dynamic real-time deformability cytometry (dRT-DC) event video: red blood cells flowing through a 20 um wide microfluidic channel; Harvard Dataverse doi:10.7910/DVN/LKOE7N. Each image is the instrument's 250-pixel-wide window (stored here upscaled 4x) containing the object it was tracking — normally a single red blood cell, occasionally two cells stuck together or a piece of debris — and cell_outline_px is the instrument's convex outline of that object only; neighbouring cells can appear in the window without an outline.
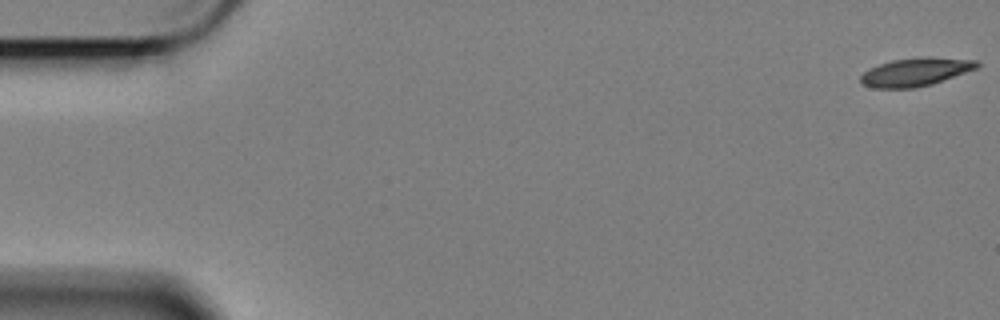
{"species": "Egyptian fruit bat (a non-hibernating species)", "species_latin": "Rousettus aegyptiacus", "temperature_condition": "cold", "stored_images_in_passage": 59, "camera_frame_rate_fps": 3000, "um_per_image_px": 0.085, "animal": {"sex": "female"}, "frame": {"image": 1, "passage_image": 1, "time_ms": 0.0, "image_size_px": [1000, 320], "cell_outline_px": [[980, 64], [976, 68], [932, 84], [916, 88], [872, 88], [864, 84], [860, 80], [860, 76], [864, 72], [880, 64], [892, 60], [976, 60]], "centroid_in_image_um": [77.73, 6.19], "position_along_channel_um": 7.3, "area_um2": 17.74}}
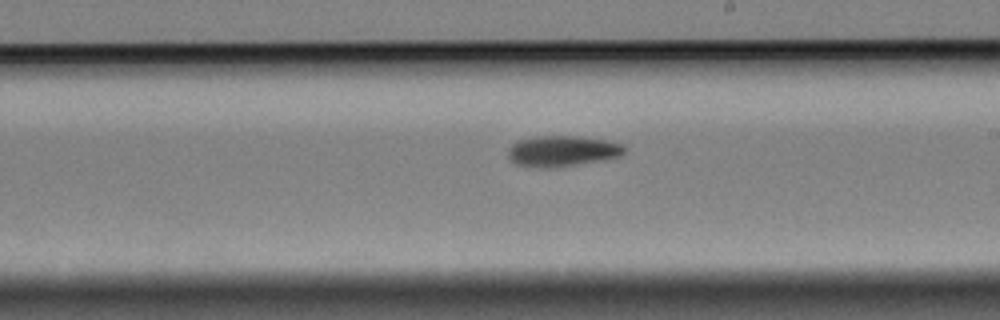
{"frame": {"image": 2, "passage_image": 34, "time_ms": 11.0, "image_size_px": [1000, 320], "cell_outline_px": [[628, 148], [620, 156], [604, 160], [552, 168], [540, 168], [516, 164], [508, 156], [508, 148], [512, 144], [520, 140], [536, 136], [580, 136], [608, 140], [624, 144]], "centroid_in_image_um": [47.84, 12.83], "position_along_channel_um": 241.2, "area_um2": 21.1}}
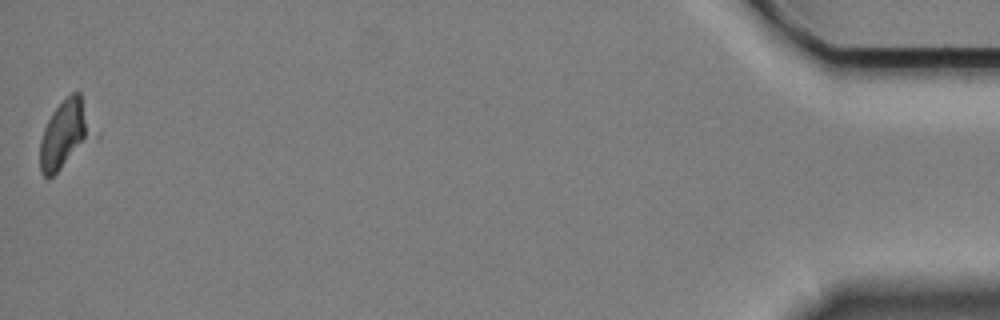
{"frame": {"image": 3, "passage_image": 59, "time_ms": 19.333, "image_size_px": [1000, 320], "cell_outline_px": [[88, 136], [60, 168], [48, 180], [40, 172], [40, 140], [44, 128], [52, 112], [72, 92], [80, 92]], "centroid_in_image_um": [5.31, 11.45], "position_along_channel_um": 429.9, "area_um2": 18.55}, "authors_computed_cell_mechanics": {"area_um2": 19.8254, "velocity_mm_per_s": 3.381, "shape_relaxation_time_tau1_ms": 4.3656, "shape_relaxation_time_tau2_ms": null, "deformation_change_tau1": 0.131, "deformation_change_tau2": null}}